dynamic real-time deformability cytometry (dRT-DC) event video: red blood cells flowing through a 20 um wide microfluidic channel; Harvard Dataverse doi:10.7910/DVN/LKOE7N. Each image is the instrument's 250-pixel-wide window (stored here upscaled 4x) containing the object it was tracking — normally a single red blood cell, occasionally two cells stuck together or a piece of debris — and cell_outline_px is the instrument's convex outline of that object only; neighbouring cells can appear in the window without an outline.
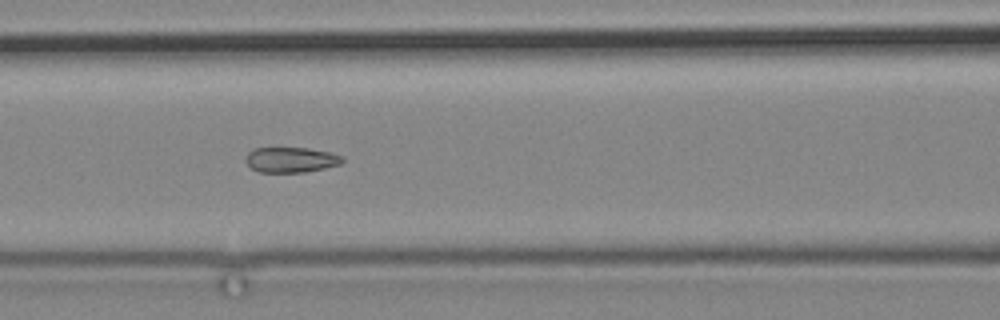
{"species": "common noctule bat (a hibernating species)", "species_latin": "Nyctalus noctula", "temperature_condition": "cold", "stored_images_in_passage": 5, "camera_frame_rate_fps": 3000, "um_per_image_px": 0.085, "animal": {"sex": "male", "body_mass_g": 19.2, "forearm_length_mm": 51.8}, "frame": {"image": 1, "passage_image": 4, "time_ms": 3.333, "image_size_px": [1000, 320], "cell_outline_px": [[344, 160], [340, 164], [324, 168], [304, 172], [260, 172], [252, 168], [244, 160], [244, 156], [252, 148], [308, 148], [328, 152], [344, 156]], "centroid_in_image_um": [24.7, 13.57], "position_along_channel_um": 141.9, "area_um2": 14.28}}
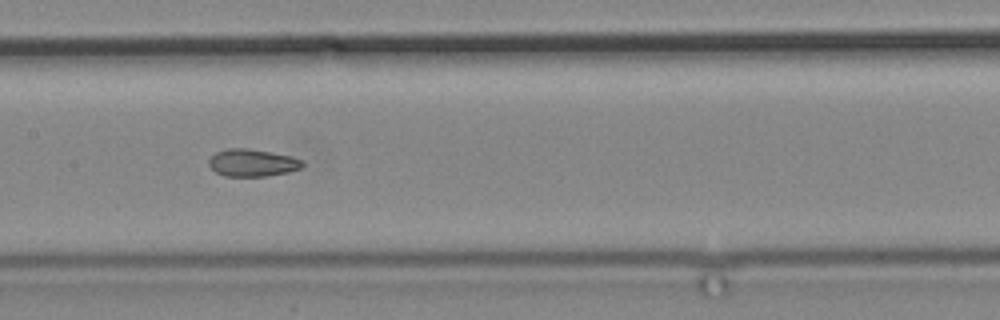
{"frame": {"image": 2, "passage_image": 5, "time_ms": 4.667, "image_size_px": [1000, 320], "cell_outline_px": [[304, 164], [300, 168], [288, 172], [264, 176], [224, 176], [216, 172], [208, 164], [208, 160], [216, 152], [228, 148], [248, 148], [288, 156], [304, 160]], "centroid_in_image_um": [21.42, 13.84], "position_along_channel_um": 186.0, "area_um2": 14.74}}